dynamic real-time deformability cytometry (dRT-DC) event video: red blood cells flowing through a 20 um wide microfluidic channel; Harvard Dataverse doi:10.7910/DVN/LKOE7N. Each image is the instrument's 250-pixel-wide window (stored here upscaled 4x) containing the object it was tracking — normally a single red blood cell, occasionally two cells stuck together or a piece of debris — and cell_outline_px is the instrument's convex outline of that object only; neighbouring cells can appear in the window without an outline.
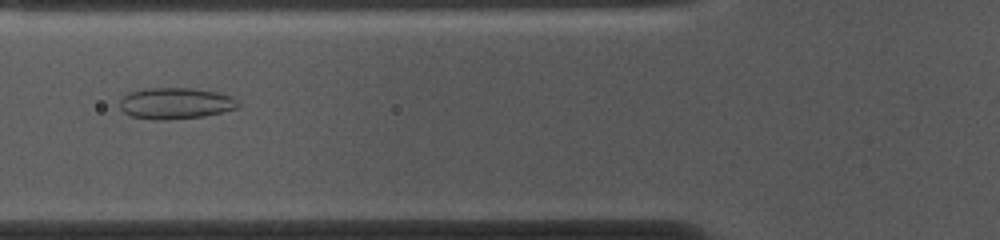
{"species": "common noctule bat (a hibernating species)", "species_latin": "Nyctalus noctula", "temperature_condition": "cold", "stored_images_in_passage": 52, "camera_frame_rate_fps": 3000, "um_per_image_px": 0.085, "animal": {"sex": "female", "body_mass_g": 10.0, "forearm_length_mm": 53.1}, "frame": {"image": 1, "passage_image": 18, "time_ms": 5.667, "image_size_px": [1000, 240], "cell_outline_px": [[240, 108], [204, 116], [164, 120], [152, 120], [132, 116], [124, 112], [120, 108], [120, 100], [128, 92], [144, 88], [192, 88], [216, 92], [232, 96], [240, 104]], "centroid_in_image_um": [14.93, 8.78], "position_along_channel_um": 110.9, "area_um2": 21.73}}
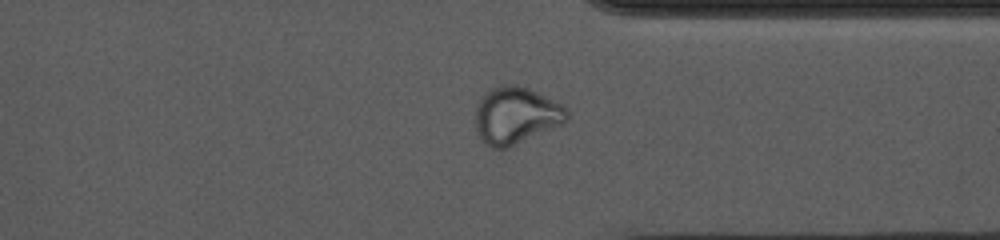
{"frame": {"image": 2, "passage_image": 39, "time_ms": 12.667, "image_size_px": [1000, 240], "cell_outline_px": [[568, 120], [564, 124], [508, 148], [492, 148], [476, 132], [476, 104], [480, 96], [492, 88], [500, 84], [516, 84], [528, 88], [568, 108]], "centroid_in_image_um": [43.86, 9.8], "position_along_channel_um": 367.5, "area_um2": 30.52}}
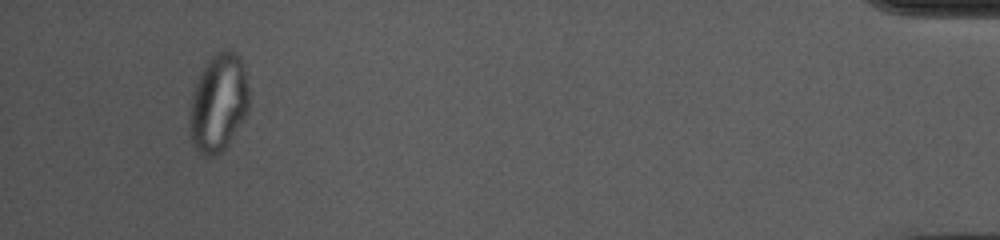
{"frame": {"image": 3, "passage_image": 49, "time_ms": 16.0, "image_size_px": [1000, 240], "cell_outline_px": [[248, 112], [228, 144], [216, 156], [204, 156], [196, 148], [192, 140], [192, 92], [200, 72], [204, 64], [216, 52], [224, 48], [228, 48], [236, 52], [240, 56], [244, 68], [248, 88]], "centroid_in_image_um": [18.61, 8.68], "position_along_channel_um": 416.6, "area_um2": 33.47}, "authors_computed_cell_mechanics": {"area_um2": 28.322, "velocity_mm_per_s": 3.7024, "shape_relaxation_time_tau1_ms": null, "shape_relaxation_time_tau2_ms": 1.2962, "deformation_change_tau1": null, "deformation_change_tau2": 0.0739}}